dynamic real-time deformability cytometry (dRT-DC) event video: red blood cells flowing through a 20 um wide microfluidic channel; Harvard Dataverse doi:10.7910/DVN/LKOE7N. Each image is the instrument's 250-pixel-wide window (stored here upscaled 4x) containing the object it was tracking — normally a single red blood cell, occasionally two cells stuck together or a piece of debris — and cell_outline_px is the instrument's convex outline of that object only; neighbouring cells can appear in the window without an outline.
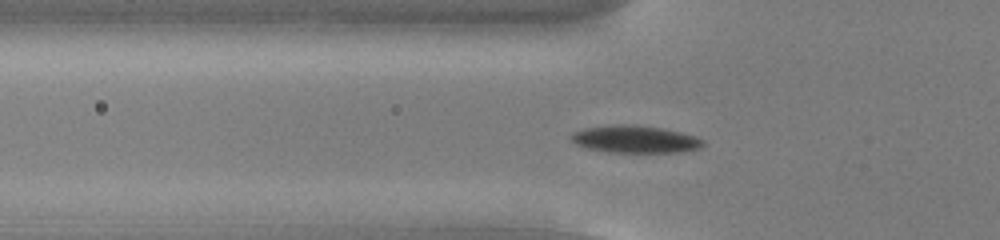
{"species": "common noctule bat (a hibernating species)", "species_latin": "Nyctalus noctula", "temperature_condition": "cold", "stored_images_in_passage": 55, "camera_frame_rate_fps": 3000, "um_per_image_px": 0.085, "animal": {"sex": "male", "body_mass_g": 13.0, "forearm_length_mm": 53.1}, "frame": {"image": 1, "passage_image": 19, "time_ms": 6.0, "image_size_px": [1000, 240], "cell_outline_px": [[704, 144], [700, 148], [680, 152], [608, 152], [588, 148], [576, 144], [568, 136], [572, 132], [584, 128], [616, 124], [636, 124], [664, 128], [696, 136], [704, 140]], "centroid_in_image_um": [53.98, 11.82], "position_along_channel_um": 71.8, "area_um2": 21.21}}
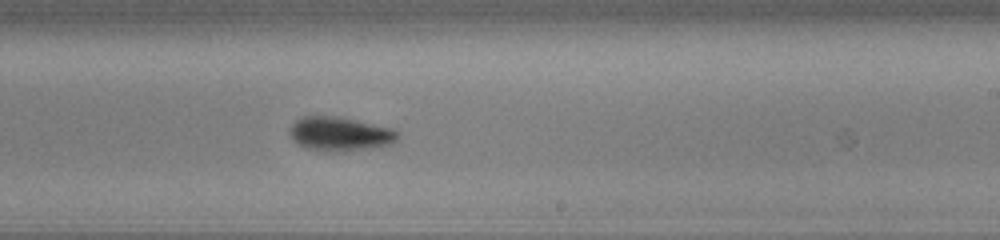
{"frame": {"image": 2, "passage_image": 34, "time_ms": 11.0, "image_size_px": [1000, 240], "cell_outline_px": [[400, 136], [392, 144], [372, 148], [344, 152], [328, 152], [304, 148], [292, 140], [288, 132], [288, 128], [296, 120], [304, 116], [336, 116], [356, 120], [392, 128], [400, 132]], "centroid_in_image_um": [28.88, 11.4], "position_along_channel_um": 260.1, "area_um2": 21.91}}
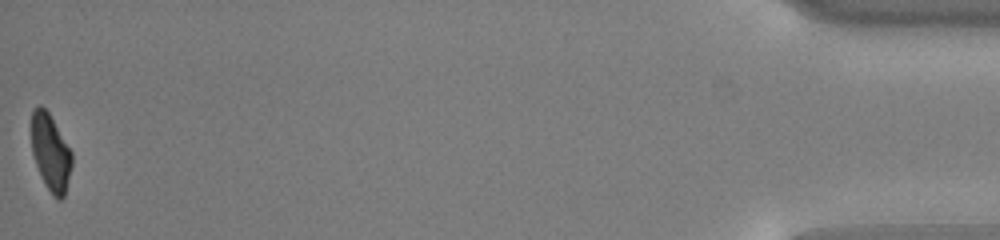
{"frame": {"image": 3, "passage_image": 55, "time_ms": 18.0, "image_size_px": [1000, 240], "cell_outline_px": [[72, 164], [64, 196], [60, 200], [56, 200], [52, 196], [44, 184], [36, 164], [32, 152], [32, 108], [40, 104], [48, 112], [72, 152]], "centroid_in_image_um": [4.3, 12.99], "position_along_channel_um": 430.9, "area_um2": 17.98}, "authors_computed_cell_mechanics": {"area_um2": 19.941, "velocity_mm_per_s": 3.7802, "shape_relaxation_time_tau1_ms": 3.3591, "shape_relaxation_time_tau2_ms": null, "deformation_change_tau1": 0.1283, "deformation_change_tau2": null}}